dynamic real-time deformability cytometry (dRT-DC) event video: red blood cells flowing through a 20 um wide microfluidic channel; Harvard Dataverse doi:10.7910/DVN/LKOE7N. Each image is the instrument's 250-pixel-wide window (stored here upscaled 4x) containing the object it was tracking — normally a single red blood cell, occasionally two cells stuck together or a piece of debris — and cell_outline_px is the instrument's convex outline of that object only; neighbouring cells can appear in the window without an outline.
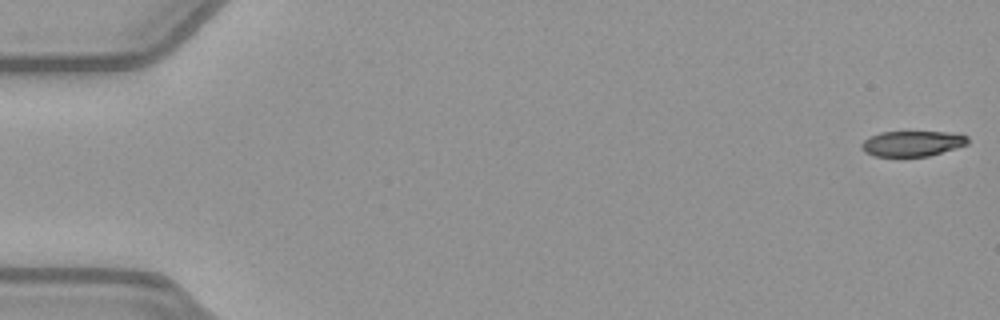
{"species": "common noctule bat (a hibernating species)", "species_latin": "Nyctalus noctula", "temperature_condition": "warm", "stored_images_in_passage": 52, "camera_frame_rate_fps": 3000, "um_per_image_px": 0.085, "animal": {"sex": "female", "body_mass_g": 21.9}, "frame": {"image": 1, "passage_image": 1, "time_ms": 0.0, "image_size_px": [1000, 320], "cell_outline_px": [[968, 144], [928, 156], [872, 156], [864, 152], [860, 148], [860, 144], [868, 136], [880, 132], [944, 132], [968, 136]], "centroid_in_image_um": [77.47, 12.2], "position_along_channel_um": 7.5, "area_um2": 15.72}}
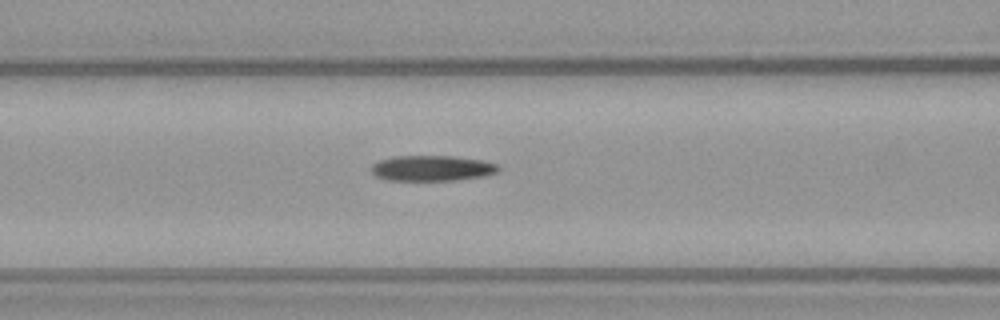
{"frame": {"image": 2, "passage_image": 22, "time_ms": 7.0, "image_size_px": [1000, 320], "cell_outline_px": [[500, 168], [496, 172], [484, 176], [456, 180], [388, 180], [376, 176], [368, 168], [372, 164], [380, 160], [396, 156], [452, 156], [480, 160], [496, 164]], "centroid_in_image_um": [36.68, 14.3], "position_along_channel_um": 129.9, "area_um2": 18.79}}
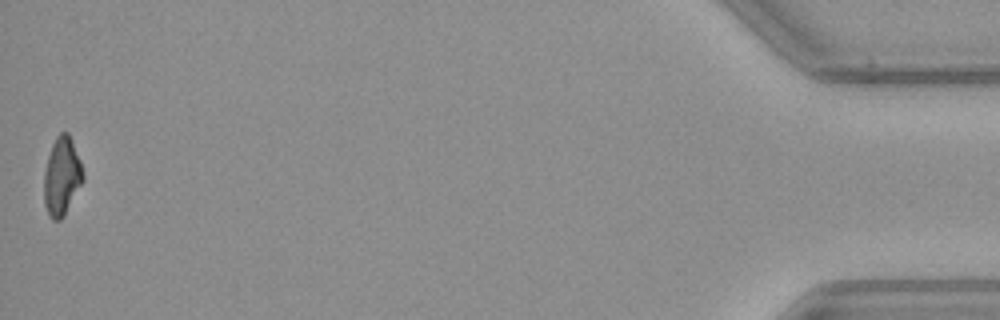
{"frame": {"image": 3, "passage_image": 52, "time_ms": 17.0, "image_size_px": [1000, 320], "cell_outline_px": [[84, 180], [64, 216], [60, 220], [52, 220], [48, 216], [44, 204], [44, 172], [48, 156], [52, 144], [56, 136], [60, 132], [68, 132], [72, 140], [80, 160], [84, 176]], "centroid_in_image_um": [5.25, 15.0], "position_along_channel_um": 430.0, "area_um2": 17.92}, "authors_computed_cell_mechanics": {"area_um2": 18.785, "velocity_mm_per_s": 3.9908, "shape_relaxation_time_tau1_ms": 6.1764, "shape_relaxation_time_tau2_ms": null, "deformation_change_tau1": 0.1893, "deformation_change_tau2": null}}